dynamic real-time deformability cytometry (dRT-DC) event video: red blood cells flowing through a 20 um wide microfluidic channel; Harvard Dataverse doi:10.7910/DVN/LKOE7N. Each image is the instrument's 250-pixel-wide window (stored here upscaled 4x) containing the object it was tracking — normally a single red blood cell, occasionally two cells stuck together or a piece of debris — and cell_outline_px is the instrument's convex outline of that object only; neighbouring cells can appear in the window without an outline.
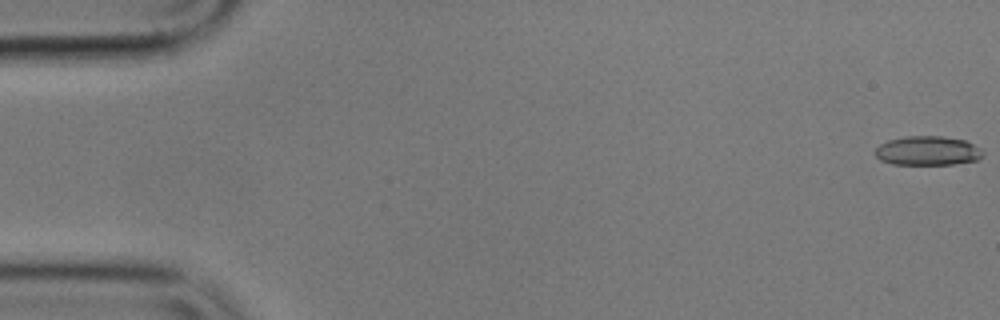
{"species": "common noctule bat (a hibernating species)", "species_latin": "Nyctalus noctula", "temperature_condition": "cold", "stored_images_in_passage": 56, "camera_frame_rate_fps": 3000, "um_per_image_px": 0.085, "animal": {"sex": "male", "body_mass_g": 17.9}, "frame": {"image": 1, "passage_image": 1, "time_ms": 0.0, "image_size_px": [1000, 320], "cell_outline_px": [[984, 156], [976, 160], [952, 164], [892, 164], [880, 160], [872, 152], [880, 144], [888, 140], [908, 136], [940, 136], [964, 140], [980, 148], [984, 152]], "centroid_in_image_um": [78.82, 12.82], "position_along_channel_um": 6.2, "area_um2": 18.32}}
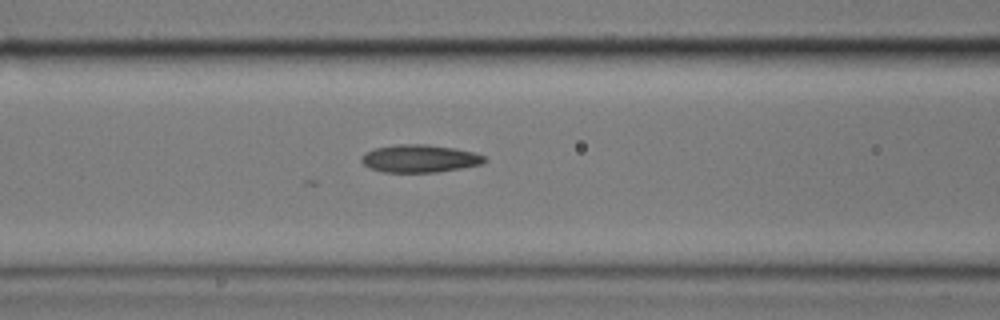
{"frame": {"image": 2, "passage_image": 23, "time_ms": 7.333, "image_size_px": [1000, 320], "cell_outline_px": [[488, 160], [484, 164], [436, 172], [384, 172], [368, 168], [360, 160], [360, 156], [364, 152], [376, 148], [396, 144], [428, 144], [456, 148], [472, 152], [484, 156]], "centroid_in_image_um": [35.66, 13.47], "position_along_channel_um": 130.9, "area_um2": 20.06}}
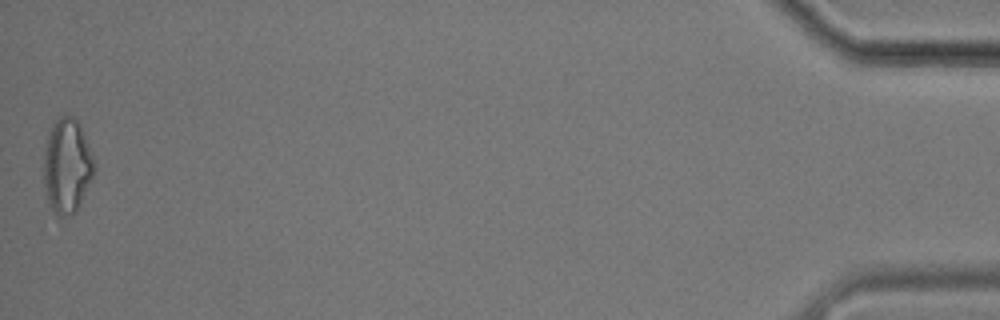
{"frame": {"image": 3, "passage_image": 56, "time_ms": 18.333, "image_size_px": [1000, 320], "cell_outline_px": [[96, 168], [80, 204], [76, 212], [72, 216], [56, 220], [44, 192], [44, 152], [48, 132], [52, 124], [64, 112], [72, 116], [80, 124], [88, 144]], "centroid_in_image_um": [5.67, 14.15], "position_along_channel_um": 429.5, "area_um2": 28.44}}